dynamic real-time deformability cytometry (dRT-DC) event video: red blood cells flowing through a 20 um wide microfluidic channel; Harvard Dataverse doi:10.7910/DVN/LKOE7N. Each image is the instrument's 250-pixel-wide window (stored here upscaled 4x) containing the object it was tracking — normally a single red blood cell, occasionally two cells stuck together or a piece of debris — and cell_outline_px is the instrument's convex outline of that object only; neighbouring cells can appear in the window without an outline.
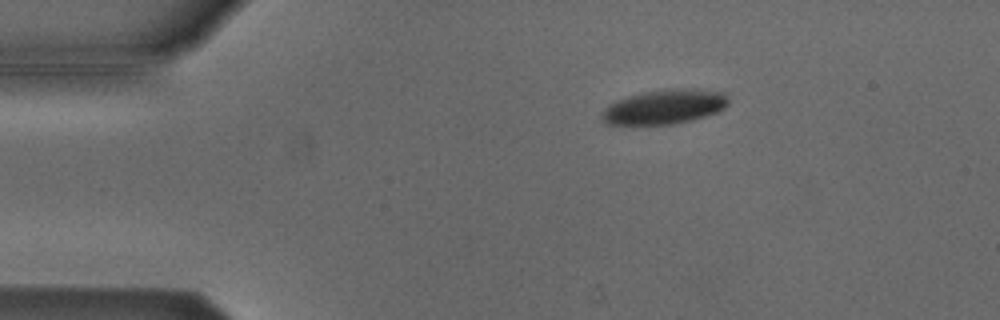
{"species": "Egyptian fruit bat (a non-hibernating species)", "species_latin": "Rousettus aegyptiacus", "temperature_condition": "cold", "stored_images_in_passage": 8, "camera_frame_rate_fps": 3000, "um_per_image_px": 0.085, "animal": {"sex": "male"}, "frame": {"image": 1, "passage_image": 2, "time_ms": 0.333, "image_size_px": [1000, 320], "cell_outline_px": [[728, 104], [724, 108], [716, 112], [692, 120], [676, 124], [604, 124], [600, 120], [600, 112], [608, 104], [616, 100], [628, 96], [644, 92], [676, 88], [700, 88], [728, 92]], "centroid_in_image_um": [56.48, 9.06], "position_along_channel_um": 28.5, "area_um2": 25.89}}
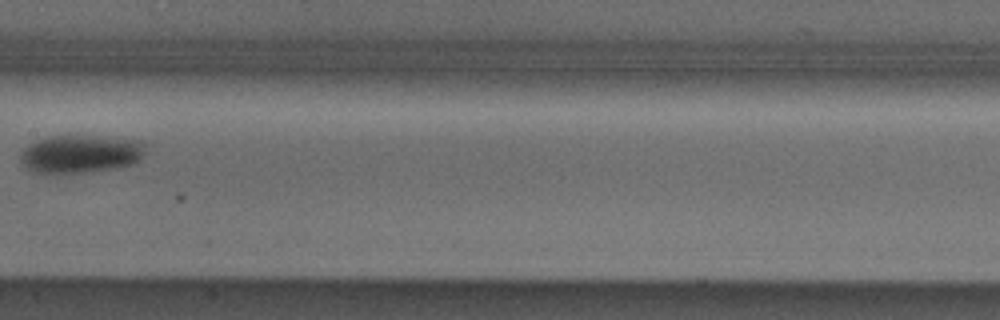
{"frame": {"image": 2, "passage_image": 7, "time_ms": 2.0, "image_size_px": [1000, 320], "cell_outline_px": [[144, 152], [140, 160], [132, 164], [116, 168], [84, 172], [36, 172], [28, 168], [20, 160], [20, 152], [28, 144], [36, 140], [48, 136], [92, 136], [140, 140], [144, 144]], "centroid_in_image_um": [6.84, 13.07], "position_along_channel_um": 200.6, "area_um2": 27.4}}
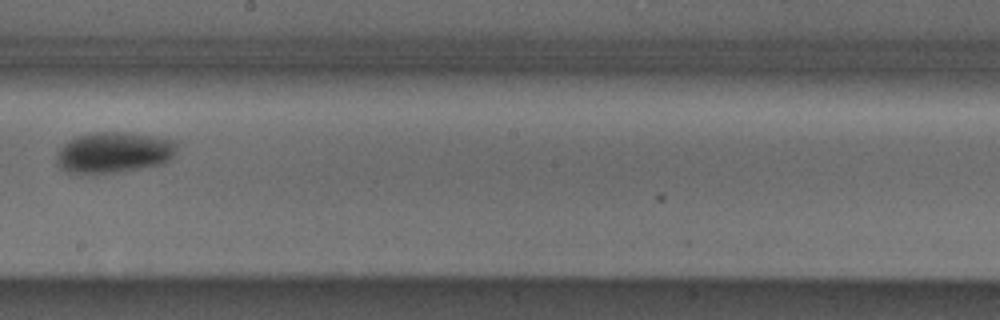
{"frame": {"image": 3, "passage_image": 8, "time_ms": 2.333, "image_size_px": [1000, 320], "cell_outline_px": [[176, 152], [164, 164], [96, 176], [64, 172], [56, 164], [56, 156], [60, 148], [68, 140], [76, 136], [92, 132], [124, 132], [156, 136], [176, 140]], "centroid_in_image_um": [9.63, 12.99], "position_along_channel_um": 238.6, "area_um2": 29.54}}